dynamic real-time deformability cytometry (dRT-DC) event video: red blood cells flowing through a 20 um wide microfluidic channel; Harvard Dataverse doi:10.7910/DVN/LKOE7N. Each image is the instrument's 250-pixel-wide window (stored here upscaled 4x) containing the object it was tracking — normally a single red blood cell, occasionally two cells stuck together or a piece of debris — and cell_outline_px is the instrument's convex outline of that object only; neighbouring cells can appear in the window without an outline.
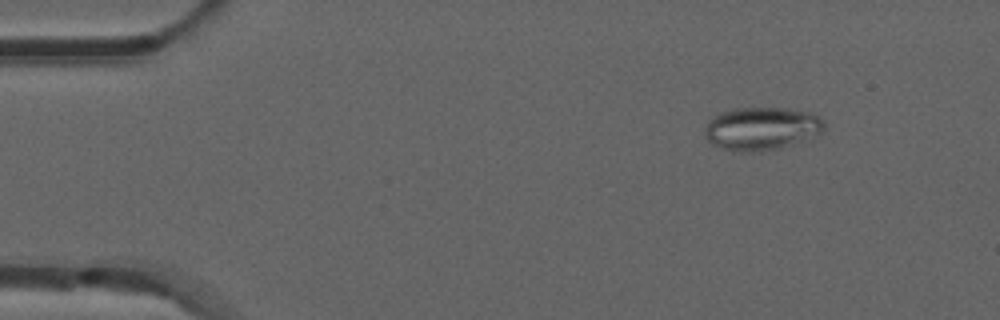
{"species": "common noctule bat (a hibernating species)", "species_latin": "Nyctalus noctula", "temperature_condition": "room temperature", "stored_images_in_passage": 51, "camera_frame_rate_fps": 3000, "um_per_image_px": 0.085, "animal": {"sex": "male", "forearm_length_mm": 52.5}, "frame": {"image": 1, "passage_image": 5, "time_ms": 1.333, "image_size_px": [1000, 320], "cell_outline_px": [[824, 128], [820, 132], [780, 148], [760, 152], [748, 152], [724, 148], [712, 144], [708, 140], [704, 132], [704, 124], [712, 116], [720, 112], [732, 108], [788, 108], [812, 112], [820, 116], [824, 120]], "centroid_in_image_um": [64.69, 10.9], "position_along_channel_um": 20.3, "area_um2": 29.94}}
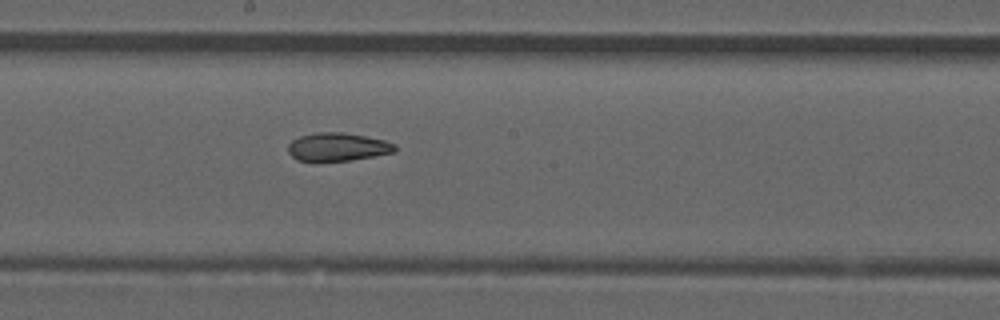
{"frame": {"image": 2, "passage_image": 27, "time_ms": 8.667, "image_size_px": [1000, 320], "cell_outline_px": [[396, 152], [348, 160], [316, 164], [296, 160], [288, 152], [288, 144], [292, 140], [300, 136], [316, 132], [344, 132], [384, 140], [396, 144]], "centroid_in_image_um": [28.63, 12.52], "position_along_channel_um": 219.6, "area_um2": 18.09}}
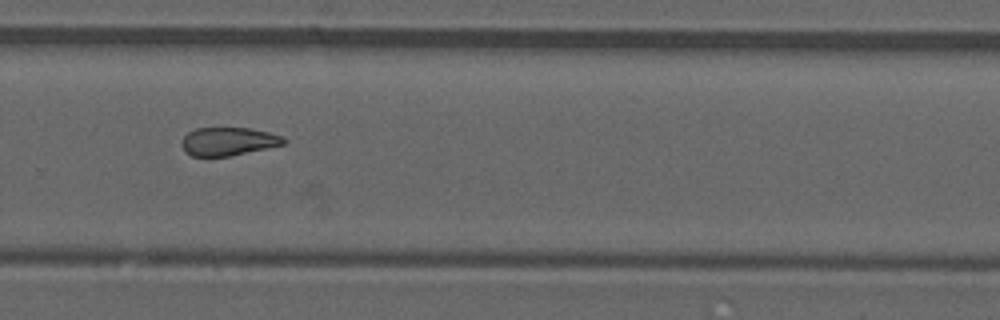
{"frame": {"image": 3, "passage_image": 34, "time_ms": 11.0, "image_size_px": [1000, 320], "cell_outline_px": [[284, 144], [228, 156], [192, 156], [184, 152], [180, 144], [184, 136], [188, 132], [196, 128], [248, 128], [268, 132], [284, 136]], "centroid_in_image_um": [19.34, 12.02], "position_along_channel_um": 310.5, "area_um2": 16.65}, "authors_computed_cell_mechanics": {"area_um2": 18.496, "velocity_mm_per_s": 3.911, "shape_relaxation_time_tau1_ms": null, "shape_relaxation_time_tau2_ms": 4.0284, "deformation_change_tau1": null, "deformation_change_tau2": 0.1135}}